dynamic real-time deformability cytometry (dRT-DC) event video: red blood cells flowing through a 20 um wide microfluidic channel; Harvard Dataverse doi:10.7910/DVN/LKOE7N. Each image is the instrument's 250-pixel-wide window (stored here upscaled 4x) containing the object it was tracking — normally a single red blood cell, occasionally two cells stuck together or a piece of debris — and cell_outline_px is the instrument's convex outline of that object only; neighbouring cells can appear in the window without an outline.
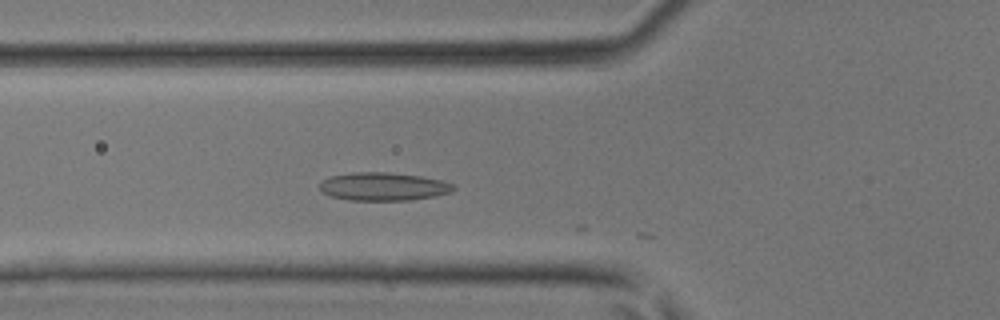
{"species": "common noctule bat (a hibernating species)", "species_latin": "Nyctalus noctula", "temperature_condition": "room temperature", "stored_images_in_passage": 16, "camera_frame_rate_fps": 3000, "um_per_image_px": 0.085, "animal": {"sex": "male", "body_mass_g": 17.9, "forearm_length_mm": 54.2}, "frame": {"image": 1, "passage_image": 12, "time_ms": 3.667, "image_size_px": [1000, 320], "cell_outline_px": [[456, 188], [452, 192], [432, 196], [408, 200], [348, 200], [332, 196], [320, 192], [320, 180], [332, 176], [352, 172], [388, 172], [420, 176], [444, 180], [452, 184]], "centroid_in_image_um": [32.57, 15.85], "position_along_channel_um": 93.2, "area_um2": 21.96}}
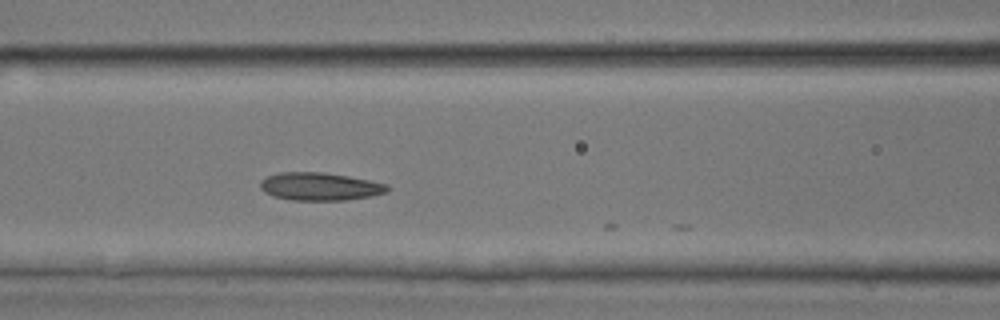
{"frame": {"image": 2, "passage_image": 15, "time_ms": 4.667, "image_size_px": [1000, 320], "cell_outline_px": [[388, 192], [372, 196], [344, 200], [292, 200], [272, 196], [264, 192], [260, 188], [260, 180], [268, 176], [280, 172], [320, 172], [348, 176], [388, 184]], "centroid_in_image_um": [27.17, 15.85], "position_along_channel_um": 139.4, "area_um2": 20.63}}